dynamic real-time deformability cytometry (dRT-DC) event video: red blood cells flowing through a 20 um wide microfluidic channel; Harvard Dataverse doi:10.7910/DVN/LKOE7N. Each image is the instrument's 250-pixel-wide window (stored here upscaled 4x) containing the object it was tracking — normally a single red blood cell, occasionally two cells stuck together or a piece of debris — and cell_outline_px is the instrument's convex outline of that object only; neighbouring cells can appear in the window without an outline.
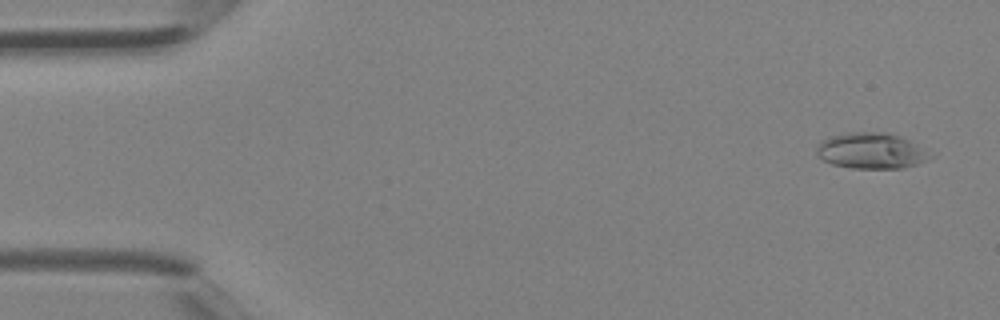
{"species": "Egyptian fruit bat (a non-hibernating species)", "species_latin": "Rousettus aegyptiacus", "temperature_condition": "room temperature", "stored_images_in_passage": 4, "camera_frame_rate_fps": 3000, "um_per_image_px": 0.085, "animal": {"sex": "female"}, "frame": {"image": 1, "passage_image": 1, "time_ms": 0.0, "image_size_px": [1000, 320], "cell_outline_px": [[936, 156], [916, 164], [904, 168], [852, 168], [832, 164], [816, 156], [816, 148], [824, 140], [832, 136], [844, 132], [888, 132], [900, 136], [908, 140]], "centroid_in_image_um": [74.06, 12.82], "position_along_channel_um": 10.9, "area_um2": 23.7}}
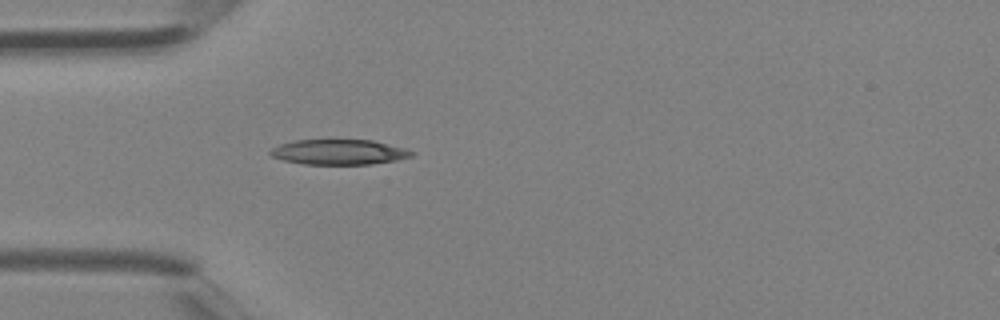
{"frame": {"image": 2, "passage_image": 4, "time_ms": 1.0, "image_size_px": [1000, 320], "cell_outline_px": [[416, 152], [412, 156], [396, 160], [372, 164], [304, 164], [284, 160], [272, 156], [268, 152], [272, 148], [280, 144], [296, 140], [372, 140], [404, 148]], "centroid_in_image_um": [28.82, 12.92], "position_along_channel_um": 56.2, "area_um2": 20.58}}